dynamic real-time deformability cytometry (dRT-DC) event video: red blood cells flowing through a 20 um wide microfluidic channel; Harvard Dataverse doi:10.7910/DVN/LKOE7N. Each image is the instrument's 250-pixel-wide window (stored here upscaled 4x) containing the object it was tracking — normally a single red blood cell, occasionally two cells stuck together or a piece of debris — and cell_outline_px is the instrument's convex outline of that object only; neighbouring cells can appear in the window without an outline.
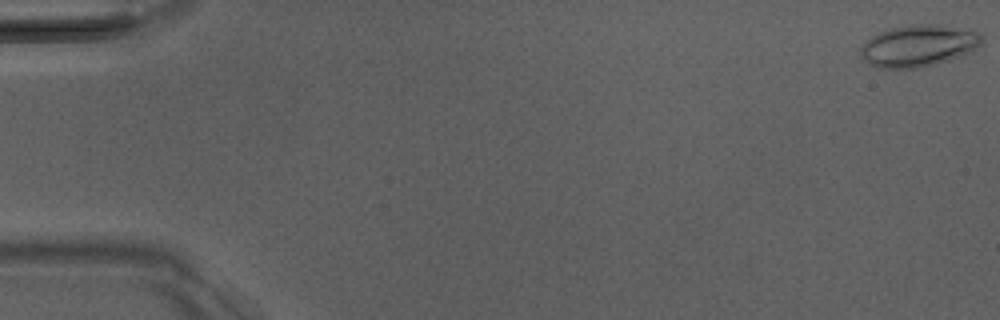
{"species": "Egyptian fruit bat (a non-hibernating species)", "species_latin": "Rousettus aegyptiacus", "temperature_condition": "room temperature", "stored_images_in_passage": 52, "camera_frame_rate_fps": 3000, "um_per_image_px": 0.085, "animal": {"sex": "male"}, "frame": {"image": 1, "passage_image": 1, "time_ms": 0.0, "image_size_px": [1000, 320], "cell_outline_px": [[984, 40], [972, 52], [936, 64], [920, 68], [876, 68], [868, 64], [860, 56], [860, 48], [872, 36], [880, 32], [892, 28], [908, 24], [940, 24], [972, 28], [980, 32], [984, 36]], "centroid_in_image_um": [78.13, 3.87], "position_along_channel_um": 6.9, "area_um2": 30.11}}
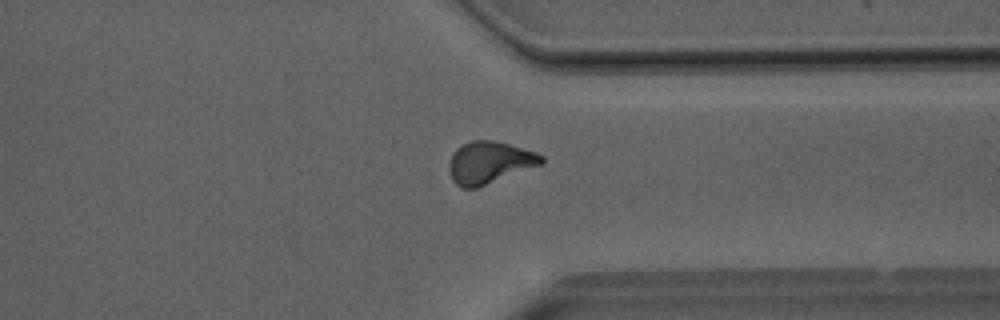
{"frame": {"image": 2, "passage_image": 40, "time_ms": 13.0, "image_size_px": [1000, 320], "cell_outline_px": [[544, 164], [476, 188], [460, 188], [452, 180], [448, 168], [448, 164], [456, 148], [472, 140], [492, 140], [508, 144], [536, 152], [544, 156]], "centroid_in_image_um": [41.61, 13.82], "position_along_channel_um": 369.8, "area_um2": 22.72}}
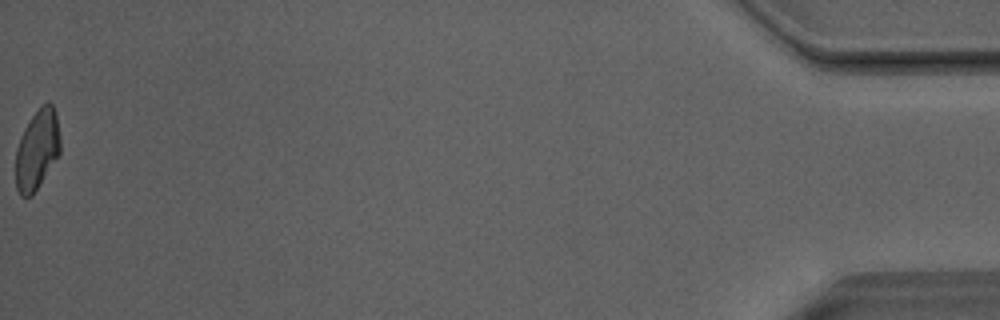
{"frame": {"image": 3, "passage_image": 52, "time_ms": 17.0, "image_size_px": [1000, 320], "cell_outline_px": [[60, 152], [32, 196], [20, 196], [16, 188], [16, 148], [20, 136], [24, 128], [32, 116], [48, 100], [52, 104], [56, 112], [60, 140]], "centroid_in_image_um": [3.14, 12.72], "position_along_channel_um": 432.1, "area_um2": 20.58}, "authors_computed_cell_mechanics": {"area_um2": 22.3108, "velocity_mm_per_s": 4.0469, "shape_relaxation_time_tau1_ms": 5.3929, "shape_relaxation_time_tau2_ms": 2.1881, "deformation_change_tau1": 0.1493, "deformation_change_tau2": 0.0835}}